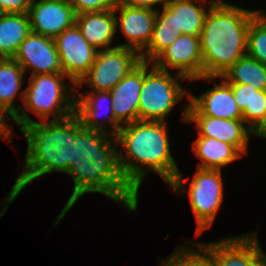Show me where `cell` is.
<instances>
[{
    "label": "cell",
    "mask_w": 266,
    "mask_h": 266,
    "mask_svg": "<svg viewBox=\"0 0 266 266\" xmlns=\"http://www.w3.org/2000/svg\"><path fill=\"white\" fill-rule=\"evenodd\" d=\"M112 137V138H111ZM113 139V140H112ZM115 136L83 126L73 143V163L65 174L74 182L73 193L56 219L55 226L86 193H101L136 212L138 193L129 185L120 169Z\"/></svg>",
    "instance_id": "6da1fadb"
},
{
    "label": "cell",
    "mask_w": 266,
    "mask_h": 266,
    "mask_svg": "<svg viewBox=\"0 0 266 266\" xmlns=\"http://www.w3.org/2000/svg\"><path fill=\"white\" fill-rule=\"evenodd\" d=\"M165 123L138 120L122 125L115 135L118 147L121 145L126 152L124 157L118 151L120 169L137 193L149 170L157 172L175 193L184 195L186 192L187 179L171 154Z\"/></svg>",
    "instance_id": "7a4b0ae2"
},
{
    "label": "cell",
    "mask_w": 266,
    "mask_h": 266,
    "mask_svg": "<svg viewBox=\"0 0 266 266\" xmlns=\"http://www.w3.org/2000/svg\"><path fill=\"white\" fill-rule=\"evenodd\" d=\"M82 127L78 117L73 114L63 120L35 121L20 128L25 135L28 147L24 159V171L19 174L5 199L0 218L8 205L24 187L35 179L51 172H64L73 163V143L76 132Z\"/></svg>",
    "instance_id": "3957f363"
},
{
    "label": "cell",
    "mask_w": 266,
    "mask_h": 266,
    "mask_svg": "<svg viewBox=\"0 0 266 266\" xmlns=\"http://www.w3.org/2000/svg\"><path fill=\"white\" fill-rule=\"evenodd\" d=\"M256 12L221 0L210 7L200 35L203 76L221 77L246 55L250 20Z\"/></svg>",
    "instance_id": "277c9868"
},
{
    "label": "cell",
    "mask_w": 266,
    "mask_h": 266,
    "mask_svg": "<svg viewBox=\"0 0 266 266\" xmlns=\"http://www.w3.org/2000/svg\"><path fill=\"white\" fill-rule=\"evenodd\" d=\"M65 78L68 77L62 72L31 75L28 87L19 94L25 107L18 106L17 114L11 119L19 129L35 122L28 116L27 109L43 121H48L51 114V120H63L75 114L77 87L72 84L70 88Z\"/></svg>",
    "instance_id": "5b68a950"
},
{
    "label": "cell",
    "mask_w": 266,
    "mask_h": 266,
    "mask_svg": "<svg viewBox=\"0 0 266 266\" xmlns=\"http://www.w3.org/2000/svg\"><path fill=\"white\" fill-rule=\"evenodd\" d=\"M151 62L143 61V84L140 93L138 120L166 122L165 117L174 106L190 94L179 84L187 79L180 74L172 76L169 71L156 68L149 69ZM179 79V80H177Z\"/></svg>",
    "instance_id": "8992f818"
},
{
    "label": "cell",
    "mask_w": 266,
    "mask_h": 266,
    "mask_svg": "<svg viewBox=\"0 0 266 266\" xmlns=\"http://www.w3.org/2000/svg\"><path fill=\"white\" fill-rule=\"evenodd\" d=\"M142 62L141 54L134 49L113 46L99 50L88 73L76 85L91 87L92 91L109 92L119 81Z\"/></svg>",
    "instance_id": "52a82bcc"
},
{
    "label": "cell",
    "mask_w": 266,
    "mask_h": 266,
    "mask_svg": "<svg viewBox=\"0 0 266 266\" xmlns=\"http://www.w3.org/2000/svg\"><path fill=\"white\" fill-rule=\"evenodd\" d=\"M221 170L198 168L189 185L188 196L197 224V235L212 226L223 197Z\"/></svg>",
    "instance_id": "ba28073f"
},
{
    "label": "cell",
    "mask_w": 266,
    "mask_h": 266,
    "mask_svg": "<svg viewBox=\"0 0 266 266\" xmlns=\"http://www.w3.org/2000/svg\"><path fill=\"white\" fill-rule=\"evenodd\" d=\"M54 41L62 73L77 85L88 73L99 50L86 41L76 24L65 29Z\"/></svg>",
    "instance_id": "9c48e42d"
},
{
    "label": "cell",
    "mask_w": 266,
    "mask_h": 266,
    "mask_svg": "<svg viewBox=\"0 0 266 266\" xmlns=\"http://www.w3.org/2000/svg\"><path fill=\"white\" fill-rule=\"evenodd\" d=\"M200 243L213 255L215 266H266V254L256 232Z\"/></svg>",
    "instance_id": "30bf717a"
},
{
    "label": "cell",
    "mask_w": 266,
    "mask_h": 266,
    "mask_svg": "<svg viewBox=\"0 0 266 266\" xmlns=\"http://www.w3.org/2000/svg\"><path fill=\"white\" fill-rule=\"evenodd\" d=\"M151 63L161 70L178 69L187 80L203 76V57L200 36L181 34L169 47L163 50ZM169 67V68H168Z\"/></svg>",
    "instance_id": "8fae6325"
},
{
    "label": "cell",
    "mask_w": 266,
    "mask_h": 266,
    "mask_svg": "<svg viewBox=\"0 0 266 266\" xmlns=\"http://www.w3.org/2000/svg\"><path fill=\"white\" fill-rule=\"evenodd\" d=\"M196 1L204 3L207 0ZM209 1V8H206L204 5H196L195 0H168L162 11L156 10L154 26L173 29L181 34L200 36L207 12L217 0Z\"/></svg>",
    "instance_id": "7c38bea8"
},
{
    "label": "cell",
    "mask_w": 266,
    "mask_h": 266,
    "mask_svg": "<svg viewBox=\"0 0 266 266\" xmlns=\"http://www.w3.org/2000/svg\"><path fill=\"white\" fill-rule=\"evenodd\" d=\"M215 78L202 76L190 80H209L214 79L215 87L211 88L199 97L192 94L188 95L190 103L187 106V115H206L221 119H243L233 93L231 85L224 79L217 84Z\"/></svg>",
    "instance_id": "4fadbf2b"
},
{
    "label": "cell",
    "mask_w": 266,
    "mask_h": 266,
    "mask_svg": "<svg viewBox=\"0 0 266 266\" xmlns=\"http://www.w3.org/2000/svg\"><path fill=\"white\" fill-rule=\"evenodd\" d=\"M188 103L184 106L183 122H194L198 136L218 139L233 145L242 155L247 153L251 129L243 119H221L206 115H187Z\"/></svg>",
    "instance_id": "5bb4252c"
},
{
    "label": "cell",
    "mask_w": 266,
    "mask_h": 266,
    "mask_svg": "<svg viewBox=\"0 0 266 266\" xmlns=\"http://www.w3.org/2000/svg\"><path fill=\"white\" fill-rule=\"evenodd\" d=\"M32 75L62 72L54 38L31 32L13 57Z\"/></svg>",
    "instance_id": "9a60e30c"
},
{
    "label": "cell",
    "mask_w": 266,
    "mask_h": 266,
    "mask_svg": "<svg viewBox=\"0 0 266 266\" xmlns=\"http://www.w3.org/2000/svg\"><path fill=\"white\" fill-rule=\"evenodd\" d=\"M31 32L55 38L73 26L76 13L70 1L33 0L28 10Z\"/></svg>",
    "instance_id": "2e32d148"
},
{
    "label": "cell",
    "mask_w": 266,
    "mask_h": 266,
    "mask_svg": "<svg viewBox=\"0 0 266 266\" xmlns=\"http://www.w3.org/2000/svg\"><path fill=\"white\" fill-rule=\"evenodd\" d=\"M114 12L120 13L119 17L116 15L115 18L116 28H121L122 34L128 40V42L117 46L134 49L141 54L151 41L156 10L128 7L119 2L114 6Z\"/></svg>",
    "instance_id": "e0dca14e"
},
{
    "label": "cell",
    "mask_w": 266,
    "mask_h": 266,
    "mask_svg": "<svg viewBox=\"0 0 266 266\" xmlns=\"http://www.w3.org/2000/svg\"><path fill=\"white\" fill-rule=\"evenodd\" d=\"M142 84L143 61L109 91L112 96L114 118L120 126L138 121Z\"/></svg>",
    "instance_id": "ac0fdd59"
},
{
    "label": "cell",
    "mask_w": 266,
    "mask_h": 266,
    "mask_svg": "<svg viewBox=\"0 0 266 266\" xmlns=\"http://www.w3.org/2000/svg\"><path fill=\"white\" fill-rule=\"evenodd\" d=\"M86 91V95L80 93L79 95L77 94L78 97H75V115L80 120L82 126L87 129L103 131L115 136L121 126L115 121L114 118L111 93L107 91ZM108 100L110 103L108 102V110L106 109L107 114L104 118V121L100 123L98 117L101 116V106ZM108 112L110 113L109 115ZM104 123H107L108 126H111V130L102 125Z\"/></svg>",
    "instance_id": "d6986e66"
},
{
    "label": "cell",
    "mask_w": 266,
    "mask_h": 266,
    "mask_svg": "<svg viewBox=\"0 0 266 266\" xmlns=\"http://www.w3.org/2000/svg\"><path fill=\"white\" fill-rule=\"evenodd\" d=\"M115 18L114 8L100 12H86L76 14L75 24L90 45L97 50H106L113 48L110 44L118 30Z\"/></svg>",
    "instance_id": "ffe728a7"
},
{
    "label": "cell",
    "mask_w": 266,
    "mask_h": 266,
    "mask_svg": "<svg viewBox=\"0 0 266 266\" xmlns=\"http://www.w3.org/2000/svg\"><path fill=\"white\" fill-rule=\"evenodd\" d=\"M24 75L23 67L14 58H0V111L8 120L18 112L14 101L23 86Z\"/></svg>",
    "instance_id": "44dd1931"
},
{
    "label": "cell",
    "mask_w": 266,
    "mask_h": 266,
    "mask_svg": "<svg viewBox=\"0 0 266 266\" xmlns=\"http://www.w3.org/2000/svg\"><path fill=\"white\" fill-rule=\"evenodd\" d=\"M193 152L201 160L198 168L218 169L239 159L242 154L231 144L218 139L198 136Z\"/></svg>",
    "instance_id": "7402d4cb"
},
{
    "label": "cell",
    "mask_w": 266,
    "mask_h": 266,
    "mask_svg": "<svg viewBox=\"0 0 266 266\" xmlns=\"http://www.w3.org/2000/svg\"><path fill=\"white\" fill-rule=\"evenodd\" d=\"M31 33L28 13L0 14V58H13Z\"/></svg>",
    "instance_id": "603a6c76"
},
{
    "label": "cell",
    "mask_w": 266,
    "mask_h": 266,
    "mask_svg": "<svg viewBox=\"0 0 266 266\" xmlns=\"http://www.w3.org/2000/svg\"><path fill=\"white\" fill-rule=\"evenodd\" d=\"M220 78L266 91V65L247 54L238 59Z\"/></svg>",
    "instance_id": "cb8c5ba5"
},
{
    "label": "cell",
    "mask_w": 266,
    "mask_h": 266,
    "mask_svg": "<svg viewBox=\"0 0 266 266\" xmlns=\"http://www.w3.org/2000/svg\"><path fill=\"white\" fill-rule=\"evenodd\" d=\"M195 245L197 250L187 246L178 247L160 266H215L213 255L201 243Z\"/></svg>",
    "instance_id": "d4e9b609"
},
{
    "label": "cell",
    "mask_w": 266,
    "mask_h": 266,
    "mask_svg": "<svg viewBox=\"0 0 266 266\" xmlns=\"http://www.w3.org/2000/svg\"><path fill=\"white\" fill-rule=\"evenodd\" d=\"M246 54L266 65V15L262 11L257 10L250 20Z\"/></svg>",
    "instance_id": "484cf974"
},
{
    "label": "cell",
    "mask_w": 266,
    "mask_h": 266,
    "mask_svg": "<svg viewBox=\"0 0 266 266\" xmlns=\"http://www.w3.org/2000/svg\"><path fill=\"white\" fill-rule=\"evenodd\" d=\"M181 33L162 26H154L153 35L147 48L141 53V59L145 62H152L163 50L171 46Z\"/></svg>",
    "instance_id": "4316f807"
},
{
    "label": "cell",
    "mask_w": 266,
    "mask_h": 266,
    "mask_svg": "<svg viewBox=\"0 0 266 266\" xmlns=\"http://www.w3.org/2000/svg\"><path fill=\"white\" fill-rule=\"evenodd\" d=\"M265 112H266V91L258 90L257 92H253L251 110H244L242 112L244 123L249 124L247 126L252 130L263 118Z\"/></svg>",
    "instance_id": "83f0119b"
},
{
    "label": "cell",
    "mask_w": 266,
    "mask_h": 266,
    "mask_svg": "<svg viewBox=\"0 0 266 266\" xmlns=\"http://www.w3.org/2000/svg\"><path fill=\"white\" fill-rule=\"evenodd\" d=\"M232 88L234 99L241 112L244 110H251V104L253 100V92H257L258 89L247 84L229 83Z\"/></svg>",
    "instance_id": "f1b7e54d"
},
{
    "label": "cell",
    "mask_w": 266,
    "mask_h": 266,
    "mask_svg": "<svg viewBox=\"0 0 266 266\" xmlns=\"http://www.w3.org/2000/svg\"><path fill=\"white\" fill-rule=\"evenodd\" d=\"M70 3L76 14L110 10L115 6L111 0H70Z\"/></svg>",
    "instance_id": "f546056e"
},
{
    "label": "cell",
    "mask_w": 266,
    "mask_h": 266,
    "mask_svg": "<svg viewBox=\"0 0 266 266\" xmlns=\"http://www.w3.org/2000/svg\"><path fill=\"white\" fill-rule=\"evenodd\" d=\"M33 0H0L1 13H28Z\"/></svg>",
    "instance_id": "4dcf8cb0"
},
{
    "label": "cell",
    "mask_w": 266,
    "mask_h": 266,
    "mask_svg": "<svg viewBox=\"0 0 266 266\" xmlns=\"http://www.w3.org/2000/svg\"><path fill=\"white\" fill-rule=\"evenodd\" d=\"M168 0H121L120 3L128 6V7H136V8H146L150 10H157L154 9V6L157 4H162L163 6L166 5Z\"/></svg>",
    "instance_id": "1f68e13d"
},
{
    "label": "cell",
    "mask_w": 266,
    "mask_h": 266,
    "mask_svg": "<svg viewBox=\"0 0 266 266\" xmlns=\"http://www.w3.org/2000/svg\"><path fill=\"white\" fill-rule=\"evenodd\" d=\"M6 121L9 120L0 111V138L10 142V138H12L13 131L11 130V127L8 126Z\"/></svg>",
    "instance_id": "d6a6232c"
},
{
    "label": "cell",
    "mask_w": 266,
    "mask_h": 266,
    "mask_svg": "<svg viewBox=\"0 0 266 266\" xmlns=\"http://www.w3.org/2000/svg\"><path fill=\"white\" fill-rule=\"evenodd\" d=\"M251 135L263 137L266 139V112L259 123L251 130Z\"/></svg>",
    "instance_id": "836d02e7"
},
{
    "label": "cell",
    "mask_w": 266,
    "mask_h": 266,
    "mask_svg": "<svg viewBox=\"0 0 266 266\" xmlns=\"http://www.w3.org/2000/svg\"><path fill=\"white\" fill-rule=\"evenodd\" d=\"M40 1H70V0H40Z\"/></svg>",
    "instance_id": "e575fe53"
},
{
    "label": "cell",
    "mask_w": 266,
    "mask_h": 266,
    "mask_svg": "<svg viewBox=\"0 0 266 266\" xmlns=\"http://www.w3.org/2000/svg\"><path fill=\"white\" fill-rule=\"evenodd\" d=\"M115 5L118 4L121 0H111Z\"/></svg>",
    "instance_id": "d590c367"
}]
</instances>
